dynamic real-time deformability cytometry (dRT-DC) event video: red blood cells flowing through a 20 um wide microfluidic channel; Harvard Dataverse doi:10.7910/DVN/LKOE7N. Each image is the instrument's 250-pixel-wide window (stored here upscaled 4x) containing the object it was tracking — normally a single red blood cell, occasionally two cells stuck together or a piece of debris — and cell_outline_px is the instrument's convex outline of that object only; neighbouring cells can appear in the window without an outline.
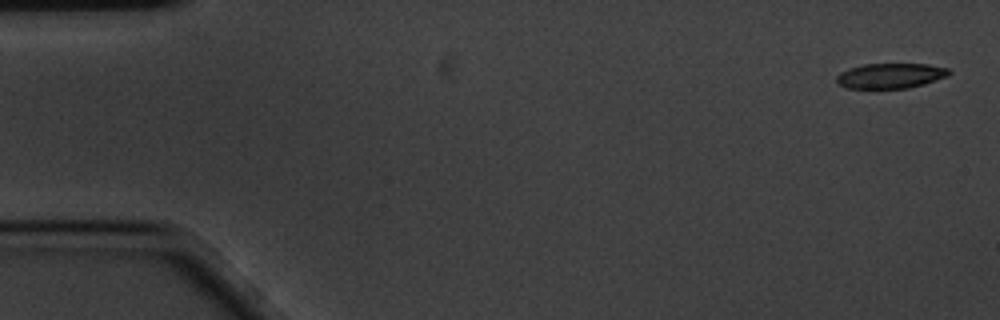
{"species": "common noctule bat (a hibernating species)", "species_latin": "Nyctalus noctula", "temperature_condition": "cold", "stored_images_in_passage": 5, "camera_frame_rate_fps": 3000, "um_per_image_px": 0.085, "animal": {"sex": "male", "body_mass_g": 20.1, "forearm_length_mm": 53.5}, "frame": {"image": 1, "passage_image": 1, "time_ms": 0.0, "image_size_px": [1000, 320], "cell_outline_px": [[952, 72], [948, 76], [924, 84], [908, 88], [848, 88], [840, 84], [836, 80], [836, 76], [840, 72], [848, 68], [864, 64], [928, 64], [948, 68]], "centroid_in_image_um": [75.71, 6.43], "position_along_channel_um": 9.3, "area_um2": 16.47}}
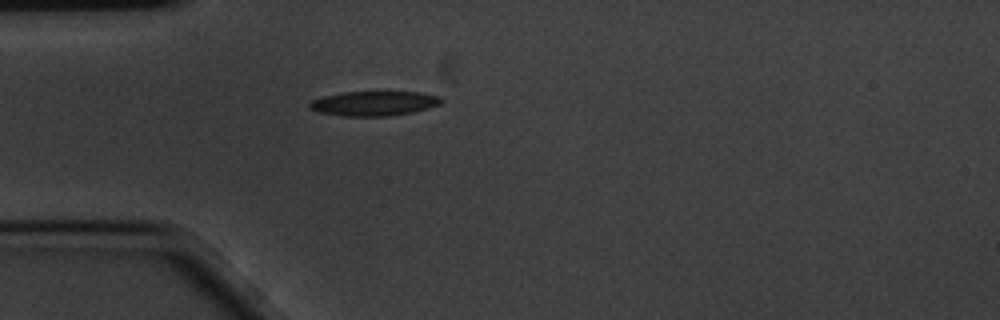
{"frame": {"image": 2, "passage_image": 5, "time_ms": 1.333, "image_size_px": [1000, 320], "cell_outline_px": [[444, 100], [440, 104], [428, 108], [412, 112], [388, 116], [340, 116], [316, 112], [308, 108], [308, 104], [312, 100], [324, 96], [340, 92], [420, 92], [440, 96]], "centroid_in_image_um": [31.76, 8.79], "position_along_channel_um": 53.2, "area_um2": 19.07}}